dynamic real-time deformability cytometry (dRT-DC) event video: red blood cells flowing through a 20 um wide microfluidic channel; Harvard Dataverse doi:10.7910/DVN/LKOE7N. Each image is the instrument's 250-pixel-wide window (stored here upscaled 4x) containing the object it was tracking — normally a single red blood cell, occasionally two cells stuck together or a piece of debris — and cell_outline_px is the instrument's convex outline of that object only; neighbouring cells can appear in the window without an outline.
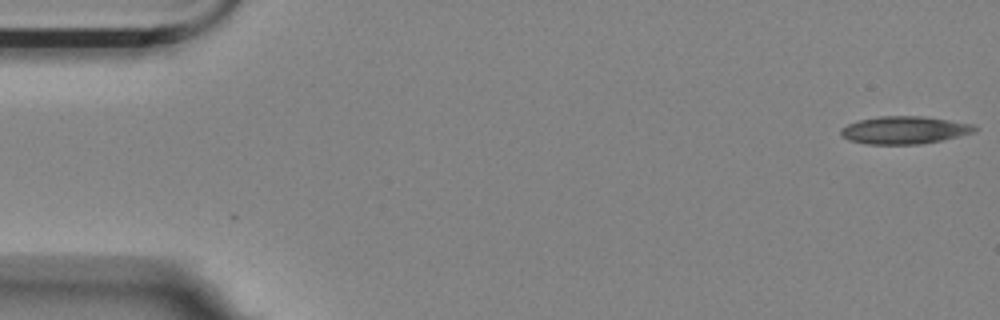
{"species": "Egyptian fruit bat (a non-hibernating species)", "species_latin": "Rousettus aegyptiacus", "temperature_condition": "room temperature", "stored_images_in_passage": 56, "camera_frame_rate_fps": 3000, "um_per_image_px": 0.085, "animal": {"sex": "female"}, "frame": {"image": 1, "passage_image": 1, "time_ms": 0.0, "image_size_px": [1000, 320], "cell_outline_px": [[980, 128], [976, 132], [940, 140], [920, 144], [864, 144], [848, 140], [840, 136], [840, 128], [848, 124], [860, 120], [880, 116], [920, 116], [948, 120], [972, 124]], "centroid_in_image_um": [76.85, 11.06], "position_along_channel_um": 8.2, "area_um2": 21.56}}
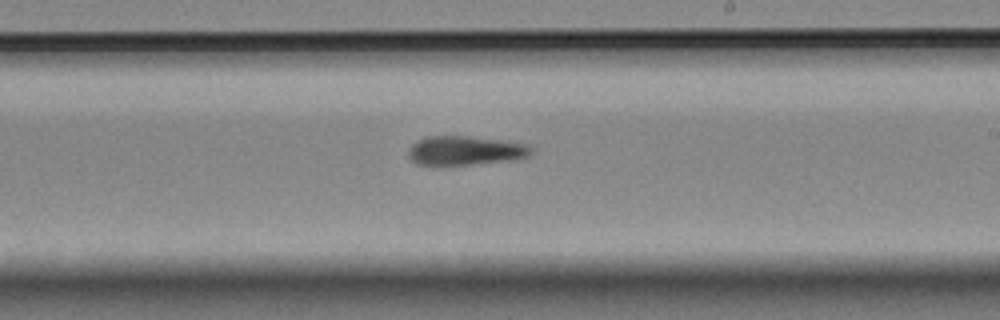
{"frame": {"image": 2, "passage_image": 32, "time_ms": 10.333, "image_size_px": [1000, 320], "cell_outline_px": [[532, 152], [528, 156], [516, 160], [472, 164], [416, 164], [408, 156], [408, 148], [416, 140], [424, 136], [472, 136], [504, 140], [532, 144]], "centroid_in_image_um": [39.59, 12.77], "position_along_channel_um": 249.4, "area_um2": 21.15}}
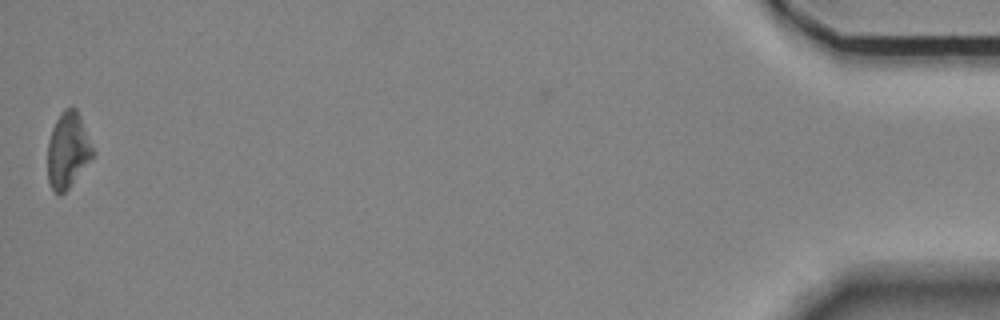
{"frame": {"image": 3, "passage_image": 55, "time_ms": 18.0, "image_size_px": [1000, 320], "cell_outline_px": [[96, 152], [68, 188], [64, 192], [56, 192], [52, 188], [48, 180], [48, 140], [52, 128], [60, 112], [64, 108], [72, 104], [76, 108], [80, 116]], "centroid_in_image_um": [5.78, 12.69], "position_along_channel_um": 429.4, "area_um2": 19.88}}